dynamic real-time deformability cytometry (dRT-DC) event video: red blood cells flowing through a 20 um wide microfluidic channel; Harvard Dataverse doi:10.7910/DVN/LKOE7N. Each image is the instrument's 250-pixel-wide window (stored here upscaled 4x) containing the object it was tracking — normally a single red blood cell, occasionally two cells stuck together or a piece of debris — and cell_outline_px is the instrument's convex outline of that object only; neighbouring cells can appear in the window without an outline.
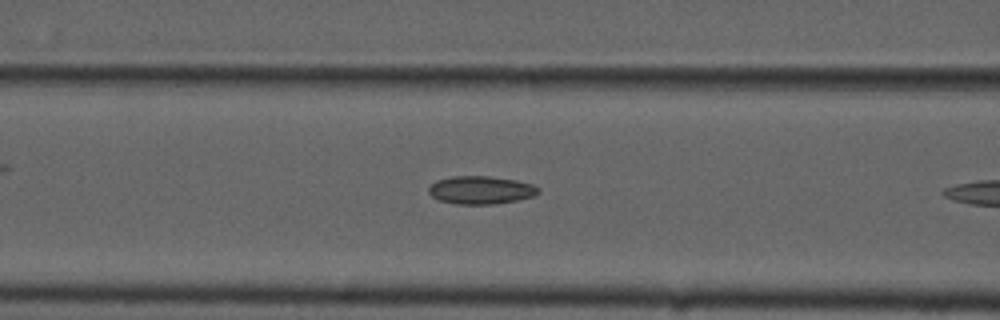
{"species": "common noctule bat (a hibernating species)", "species_latin": "Nyctalus noctula", "temperature_condition": "cold", "stored_images_in_passage": 10, "camera_frame_rate_fps": 3000, "um_per_image_px": 0.085, "animal": {"sex": "male", "forearm_length_mm": 52.5}, "frame": {"image": 1, "passage_image": 9, "time_ms": 2.667, "image_size_px": [1000, 320], "cell_outline_px": [[540, 192], [536, 196], [520, 200], [492, 204], [456, 204], [440, 200], [432, 196], [428, 192], [428, 188], [436, 180], [452, 176], [488, 176], [516, 180], [532, 184], [540, 188]], "centroid_in_image_um": [40.91, 16.15], "position_along_channel_um": 125.7, "area_um2": 18.03}}